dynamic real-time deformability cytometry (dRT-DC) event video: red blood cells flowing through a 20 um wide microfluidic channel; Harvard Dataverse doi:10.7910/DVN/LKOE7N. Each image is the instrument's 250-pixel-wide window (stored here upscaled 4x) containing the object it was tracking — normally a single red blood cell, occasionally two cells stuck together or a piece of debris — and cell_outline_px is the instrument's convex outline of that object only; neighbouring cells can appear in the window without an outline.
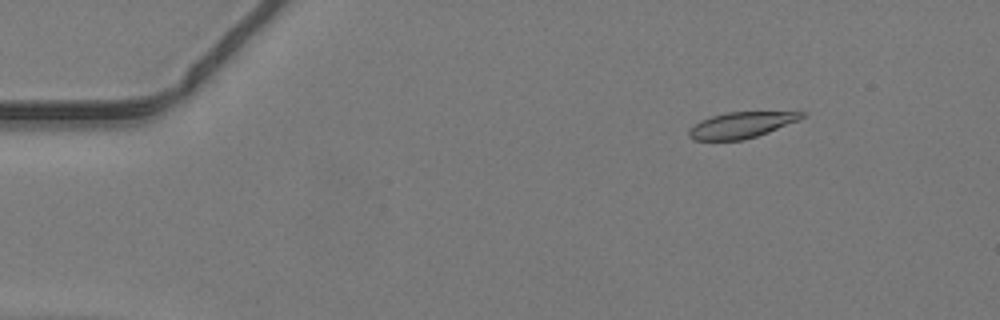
{"species": "common noctule bat (a hibernating species)", "species_latin": "Nyctalus noctula", "temperature_condition": "warm", "stored_images_in_passage": 48, "camera_frame_rate_fps": 3000, "um_per_image_px": 0.085, "animal": {"sex": "male", "body_mass_g": 19.2, "forearm_length_mm": 51.8}, "frame": {"image": 1, "passage_image": 6, "time_ms": 1.667, "image_size_px": [1000, 320], "cell_outline_px": [[804, 116], [800, 120], [768, 132], [744, 140], [692, 140], [688, 136], [688, 132], [700, 120], [712, 116], [728, 112], [804, 112]], "centroid_in_image_um": [63.0, 10.63], "position_along_channel_um": 22.0, "area_um2": 16.88}}
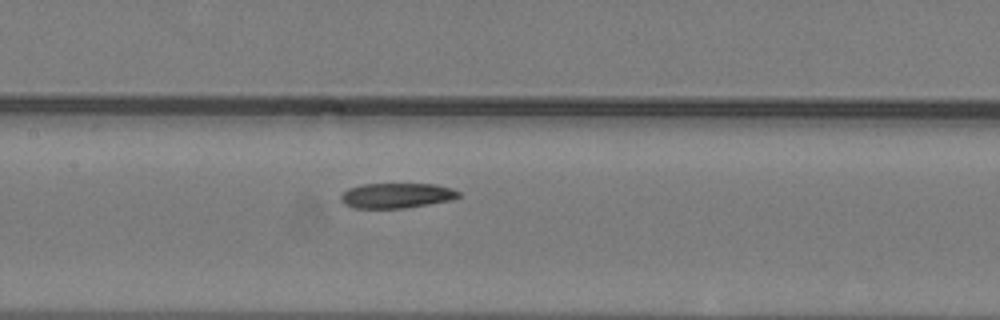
{"frame": {"image": 2, "passage_image": 23, "time_ms": 7.333, "image_size_px": [1000, 320], "cell_outline_px": [[460, 196], [452, 200], [404, 208], [356, 208], [344, 204], [340, 200], [340, 196], [348, 188], [360, 184], [436, 184], [452, 188], [460, 192]], "centroid_in_image_um": [33.71, 16.61], "position_along_channel_um": 173.7, "area_um2": 17.28}}
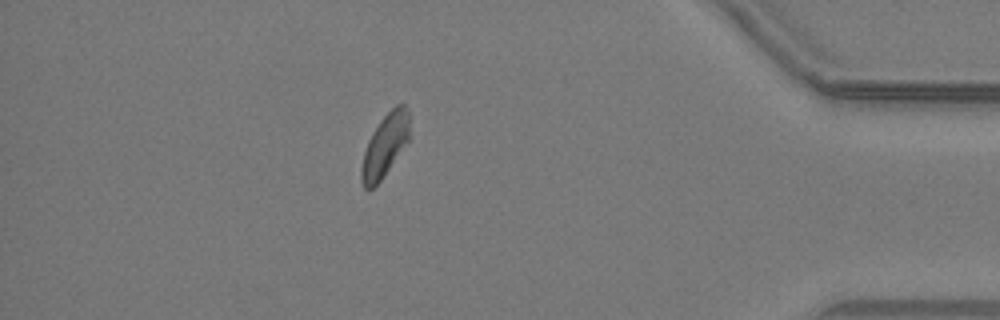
{"frame": {"image": 3, "passage_image": 42, "time_ms": 13.667, "image_size_px": [1000, 320], "cell_outline_px": [[408, 140], [380, 180], [372, 188], [364, 188], [360, 180], [360, 168], [364, 152], [368, 140], [372, 132], [380, 120], [396, 104], [404, 104], [408, 108]], "centroid_in_image_um": [32.68, 12.35], "position_along_channel_um": 402.5, "area_um2": 17.11}}